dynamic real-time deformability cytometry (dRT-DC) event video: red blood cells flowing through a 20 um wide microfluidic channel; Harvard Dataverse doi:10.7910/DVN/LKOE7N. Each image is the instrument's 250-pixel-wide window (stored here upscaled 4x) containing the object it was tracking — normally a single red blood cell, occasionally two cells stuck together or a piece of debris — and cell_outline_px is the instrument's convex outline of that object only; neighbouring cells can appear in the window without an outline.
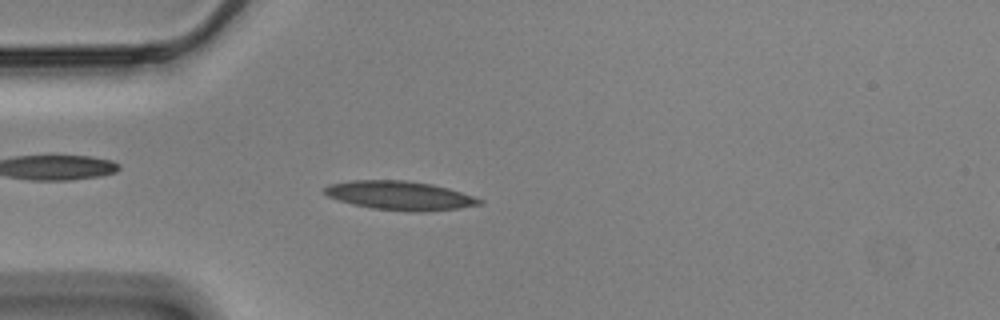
{"species": "Egyptian fruit bat (a non-hibernating species)", "species_latin": "Rousettus aegyptiacus", "temperature_condition": "cold", "stored_images_in_passage": 55, "camera_frame_rate_fps": 3000, "um_per_image_px": 0.085, "animal": {"sex": "male"}, "frame": {"image": 1, "passage_image": 14, "time_ms": 4.333, "image_size_px": [1000, 320], "cell_outline_px": [[484, 204], [460, 208], [424, 212], [408, 212], [372, 208], [352, 204], [328, 196], [324, 192], [324, 188], [328, 184], [352, 180], [404, 180], [432, 184], [448, 188], [484, 200]], "centroid_in_image_um": [34.01, 16.63], "position_along_channel_um": 51.0, "area_um2": 26.18}}
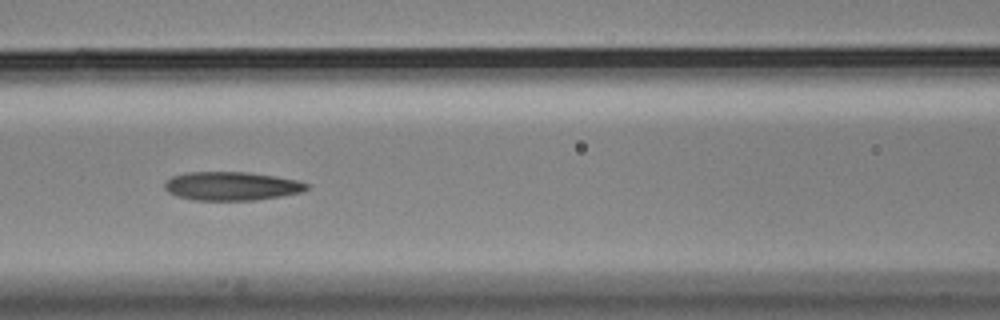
{"frame": {"image": 2, "passage_image": 23, "time_ms": 7.333, "image_size_px": [1000, 320], "cell_outline_px": [[308, 188], [304, 192], [256, 200], [196, 200], [176, 196], [168, 192], [164, 188], [164, 180], [172, 176], [184, 172], [252, 172], [276, 176], [296, 180], [308, 184]], "centroid_in_image_um": [19.66, 15.81], "position_along_channel_um": 146.9, "area_um2": 23.93}}
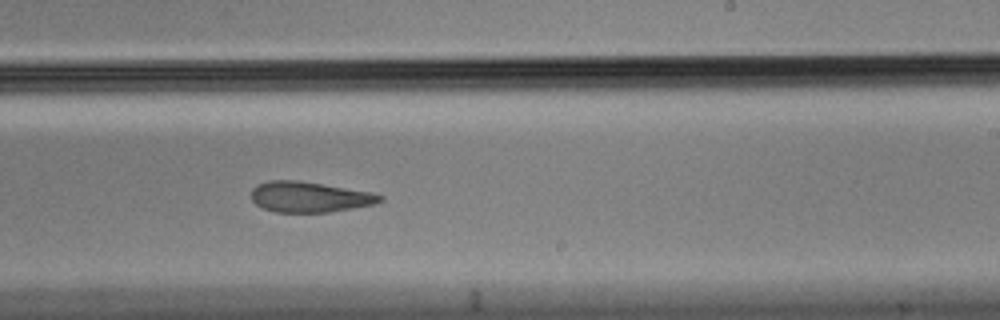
{"frame": {"image": 3, "passage_image": 33, "time_ms": 10.667, "image_size_px": [1000, 320], "cell_outline_px": [[384, 200], [376, 204], [328, 212], [276, 212], [264, 208], [256, 204], [252, 200], [252, 188], [256, 184], [268, 180], [300, 180], [372, 192], [384, 196]], "centroid_in_image_um": [26.32, 16.73], "position_along_channel_um": 262.7, "area_um2": 23.06}, "authors_computed_cell_mechanics": {"area_um2": 24.4494, "velocity_mm_per_s": 3.4842, "shape_relaxation_time_tau1_ms": null, "shape_relaxation_time_tau2_ms": 6.3016, "deformation_change_tau1": null, "deformation_change_tau2": 0.1424}}